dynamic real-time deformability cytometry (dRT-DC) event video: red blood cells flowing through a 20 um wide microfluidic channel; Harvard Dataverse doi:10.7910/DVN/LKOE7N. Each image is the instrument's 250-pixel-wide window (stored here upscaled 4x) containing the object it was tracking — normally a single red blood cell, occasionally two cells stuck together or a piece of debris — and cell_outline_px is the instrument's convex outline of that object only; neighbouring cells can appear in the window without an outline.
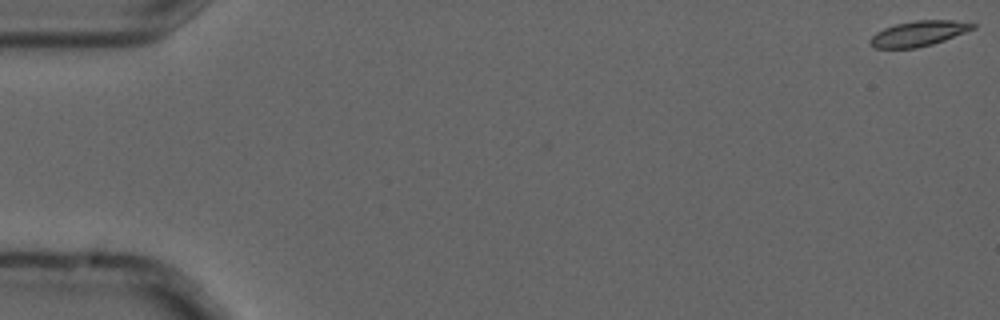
{"species": "common noctule bat (a hibernating species)", "species_latin": "Nyctalus noctula", "temperature_condition": "cold", "stored_images_in_passage": 5, "camera_frame_rate_fps": 3000, "um_per_image_px": 0.085, "animal": {"sex": "male", "forearm_length_mm": 52.5}, "frame": {"image": 1, "passage_image": 1, "time_ms": 0.0, "image_size_px": [1000, 320], "cell_outline_px": [[976, 28], [944, 40], [932, 44], [916, 48], [876, 48], [868, 44], [868, 40], [876, 32], [884, 28], [896, 24], [916, 20], [952, 20], [976, 24]], "centroid_in_image_um": [78.05, 2.85], "position_along_channel_um": 6.9, "area_um2": 15.09}}
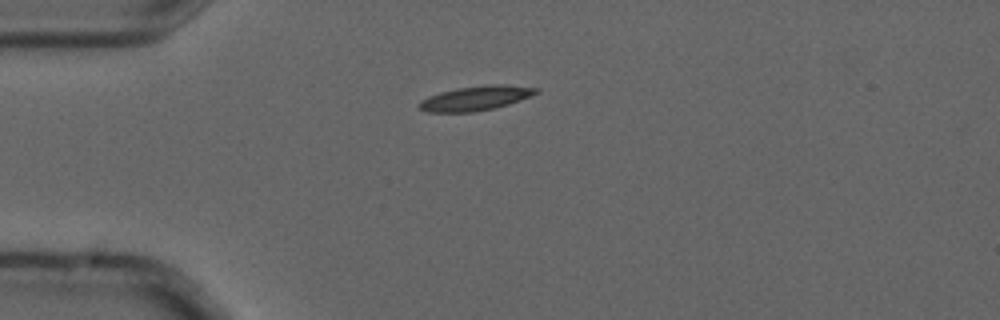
{"frame": {"image": 2, "passage_image": 5, "time_ms": 1.333, "image_size_px": [1000, 320], "cell_outline_px": [[540, 92], [520, 100], [496, 108], [472, 112], [428, 112], [420, 108], [420, 100], [428, 96], [440, 92], [456, 88], [488, 84], [504, 84], [540, 88]], "centroid_in_image_um": [40.47, 8.33], "position_along_channel_um": 44.5, "area_um2": 16.76}}